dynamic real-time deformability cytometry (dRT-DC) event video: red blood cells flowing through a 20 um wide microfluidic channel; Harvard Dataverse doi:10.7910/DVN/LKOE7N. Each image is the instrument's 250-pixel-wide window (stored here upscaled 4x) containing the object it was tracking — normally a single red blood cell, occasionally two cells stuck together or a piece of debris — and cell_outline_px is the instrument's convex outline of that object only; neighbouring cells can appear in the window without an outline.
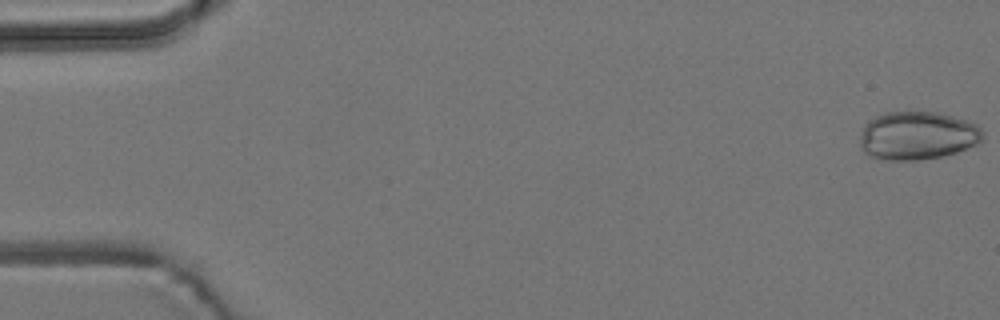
{"species": "common noctule bat (a hibernating species)", "species_latin": "Nyctalus noctula", "temperature_condition": "room temperature", "stored_images_in_passage": 50, "camera_frame_rate_fps": 3000, "um_per_image_px": 0.085, "animal": {"sex": "male", "body_mass_g": 19.2, "forearm_length_mm": 51.8}, "frame": {"image": 1, "passage_image": 1, "time_ms": 0.0, "image_size_px": [1000, 320], "cell_outline_px": [[984, 140], [980, 144], [956, 152], [940, 156], [920, 160], [884, 160], [868, 156], [864, 152], [860, 144], [860, 132], [864, 124], [868, 120], [884, 112], [936, 112], [968, 120], [976, 124], [984, 132]], "centroid_in_image_um": [77.98, 11.53], "position_along_channel_um": 7.0, "area_um2": 35.03}}
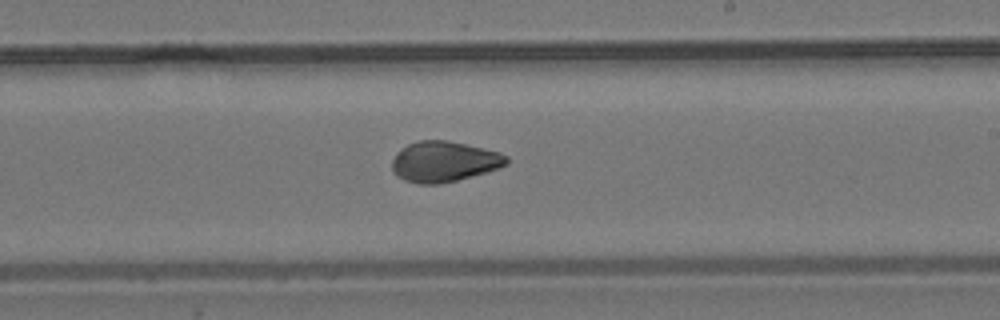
{"frame": {"image": 2, "passage_image": 32, "time_ms": 10.333, "image_size_px": [1000, 320], "cell_outline_px": [[508, 164], [500, 168], [488, 172], [440, 184], [420, 184], [404, 180], [396, 176], [392, 172], [392, 160], [396, 152], [408, 144], [420, 140], [448, 140], [500, 152], [508, 156]], "centroid_in_image_um": [37.74, 13.74], "position_along_channel_um": 251.3, "area_um2": 27.28}}
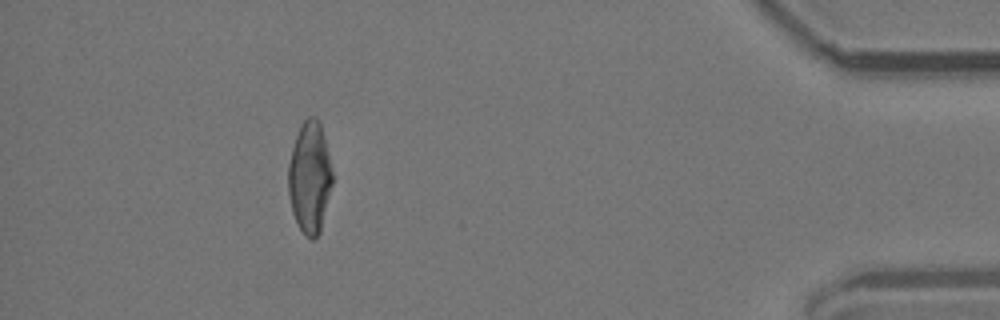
{"frame": {"image": 3, "passage_image": 49, "time_ms": 16.0, "image_size_px": [1000, 320], "cell_outline_px": [[332, 184], [320, 232], [312, 240], [304, 236], [292, 212], [288, 192], [288, 164], [292, 148], [300, 124], [308, 116], [316, 116], [320, 120], [324, 136], [332, 172]], "centroid_in_image_um": [26.31, 15.06], "position_along_channel_um": 408.9, "area_um2": 28.67}}